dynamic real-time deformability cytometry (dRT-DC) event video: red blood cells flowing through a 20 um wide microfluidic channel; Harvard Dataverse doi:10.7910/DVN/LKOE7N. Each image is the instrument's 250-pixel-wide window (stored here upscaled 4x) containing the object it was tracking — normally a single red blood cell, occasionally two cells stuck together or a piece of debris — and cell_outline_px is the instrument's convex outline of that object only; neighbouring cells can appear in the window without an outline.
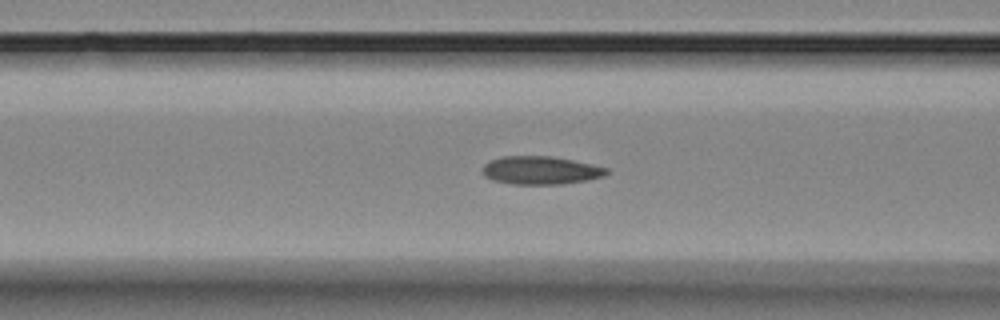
{"species": "Egyptian fruit bat (a non-hibernating species)", "species_latin": "Rousettus aegyptiacus", "temperature_condition": "room temperature", "stored_images_in_passage": 4, "camera_frame_rate_fps": 3000, "um_per_image_px": 0.085, "animal": {"sex": "female"}, "frame": {"image": 1, "passage_image": 4, "time_ms": 4.333, "image_size_px": [1000, 320], "cell_outline_px": [[608, 172], [604, 176], [588, 180], [560, 184], [512, 184], [492, 180], [484, 176], [480, 168], [488, 160], [504, 156], [552, 156], [592, 164], [608, 168]], "centroid_in_image_um": [45.91, 14.47], "position_along_channel_um": 120.7, "area_um2": 20.52}}